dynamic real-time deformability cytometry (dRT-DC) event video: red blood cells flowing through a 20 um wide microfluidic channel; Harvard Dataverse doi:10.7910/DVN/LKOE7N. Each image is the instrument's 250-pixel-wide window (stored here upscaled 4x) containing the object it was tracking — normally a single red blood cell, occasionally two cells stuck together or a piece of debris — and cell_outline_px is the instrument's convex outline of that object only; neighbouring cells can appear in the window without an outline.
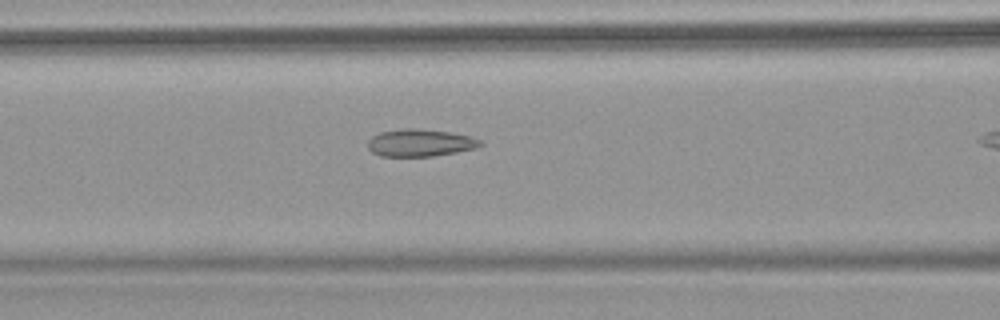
{"species": "common noctule bat (a hibernating species)", "species_latin": "Nyctalus noctula", "temperature_condition": "warm", "stored_images_in_passage": 8, "camera_frame_rate_fps": 3000, "um_per_image_px": 0.085, "animal": {"sex": "female", "body_mass_g": 18.4}, "frame": {"image": 1, "passage_image": 7, "time_ms": 2.0, "image_size_px": [1000, 320], "cell_outline_px": [[484, 144], [476, 148], [456, 152], [432, 156], [380, 156], [372, 152], [368, 148], [368, 140], [372, 136], [380, 132], [400, 128], [416, 128], [448, 132], [472, 136], [480, 140]], "centroid_in_image_um": [35.7, 12.13], "position_along_channel_um": 130.9, "area_um2": 17.98}}